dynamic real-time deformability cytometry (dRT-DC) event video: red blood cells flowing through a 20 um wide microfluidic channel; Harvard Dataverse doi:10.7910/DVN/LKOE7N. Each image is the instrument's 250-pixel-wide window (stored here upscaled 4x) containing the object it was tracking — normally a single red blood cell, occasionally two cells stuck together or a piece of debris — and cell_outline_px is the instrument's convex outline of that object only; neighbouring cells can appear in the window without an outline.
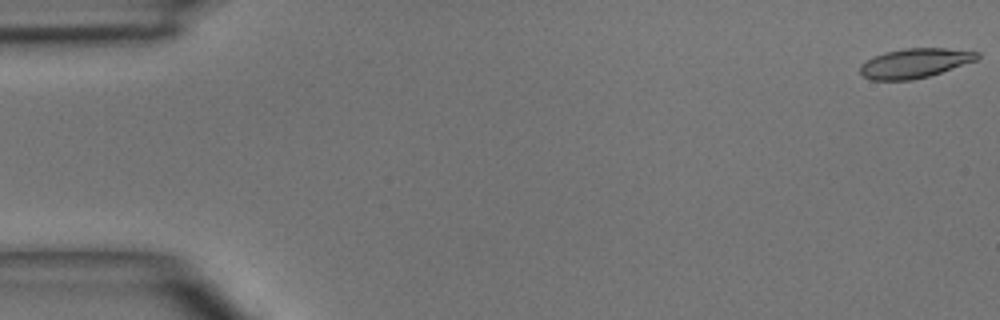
{"species": "common noctule bat (a hibernating species)", "species_latin": "Nyctalus noctula", "temperature_condition": "room temperature", "stored_images_in_passage": 4, "camera_frame_rate_fps": 3000, "um_per_image_px": 0.085, "animal": {"sex": "male", "body_mass_g": 15.6}, "frame": {"image": 1, "passage_image": 1, "time_ms": 0.0, "image_size_px": [1000, 320], "cell_outline_px": [[980, 56], [976, 60], [928, 76], [912, 80], [872, 80], [864, 76], [860, 72], [860, 64], [872, 56], [884, 52], [904, 48], [944, 48], [980, 52]], "centroid_in_image_um": [77.72, 5.36], "position_along_channel_um": 7.3, "area_um2": 20.06}}
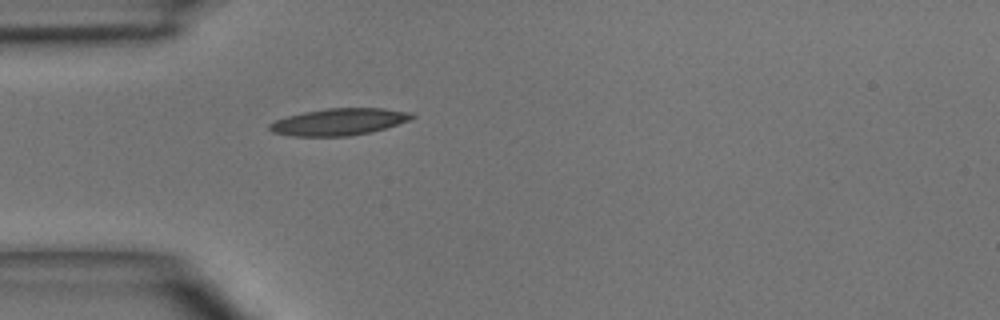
{"frame": {"image": 2, "passage_image": 4, "time_ms": 4.333, "image_size_px": [1000, 320], "cell_outline_px": [[416, 116], [408, 120], [384, 128], [368, 132], [348, 136], [288, 136], [272, 132], [268, 128], [268, 124], [276, 120], [288, 116], [304, 112], [328, 108], [384, 108], [412, 112]], "centroid_in_image_um": [28.78, 10.35], "position_along_channel_um": 56.2, "area_um2": 22.14}}